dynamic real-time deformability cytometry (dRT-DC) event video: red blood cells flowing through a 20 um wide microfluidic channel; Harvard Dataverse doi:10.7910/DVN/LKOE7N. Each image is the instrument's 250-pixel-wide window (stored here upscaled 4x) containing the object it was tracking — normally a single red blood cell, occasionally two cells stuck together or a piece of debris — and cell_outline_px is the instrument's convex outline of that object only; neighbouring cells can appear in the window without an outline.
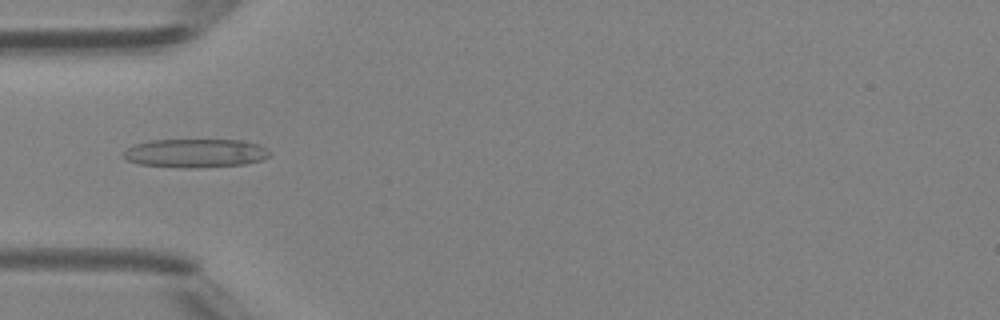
{"species": "Egyptian fruit bat (a non-hibernating species)", "species_latin": "Rousettus aegyptiacus", "temperature_condition": "room temperature", "stored_images_in_passage": 47, "camera_frame_rate_fps": 3000, "um_per_image_px": 0.085, "animal": {"sex": "female"}, "frame": {"image": 1, "passage_image": 15, "time_ms": 4.667, "image_size_px": [1000, 320], "cell_outline_px": [[272, 152], [268, 156], [260, 160], [244, 164], [196, 168], [180, 168], [140, 164], [128, 160], [120, 156], [128, 148], [136, 144], [152, 140], [244, 140], [260, 144], [268, 148]], "centroid_in_image_um": [16.64, 13.02], "position_along_channel_um": 68.4, "area_um2": 24.57}}
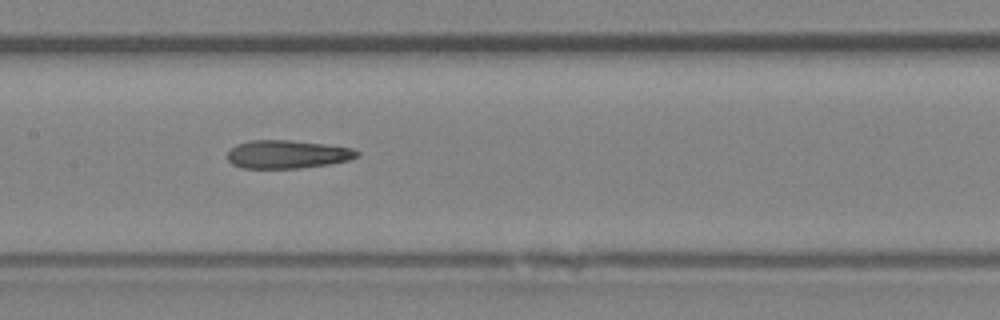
{"frame": {"image": 2, "passage_image": 23, "time_ms": 7.333, "image_size_px": [1000, 320], "cell_outline_px": [[360, 156], [348, 160], [328, 164], [300, 168], [240, 168], [232, 164], [228, 160], [228, 152], [236, 144], [252, 140], [288, 140], [324, 144], [352, 148], [360, 152]], "centroid_in_image_um": [24.42, 13.12], "position_along_channel_um": 183.0, "area_um2": 21.27}}
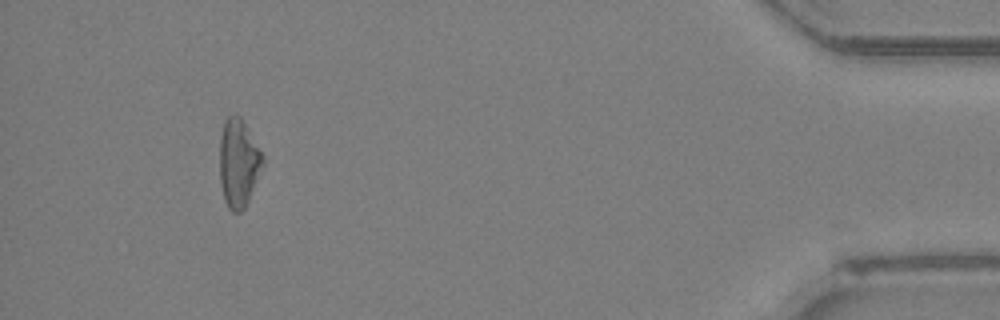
{"frame": {"image": 3, "passage_image": 44, "time_ms": 14.333, "image_size_px": [1000, 320], "cell_outline_px": [[264, 164], [248, 200], [244, 208], [240, 212], [232, 212], [228, 208], [224, 200], [220, 184], [220, 136], [224, 120], [228, 116], [240, 116], [264, 156]], "centroid_in_image_um": [20.26, 13.87], "position_along_channel_um": 414.9, "area_um2": 22.02}, "authors_computed_cell_mechanics": {"area_um2": 22.6576, "velocity_mm_per_s": 4.3019, "shape_relaxation_time_tau1_ms": null, "shape_relaxation_time_tau2_ms": 3.6569, "deformation_change_tau1": null, "deformation_change_tau2": 0.1461}}